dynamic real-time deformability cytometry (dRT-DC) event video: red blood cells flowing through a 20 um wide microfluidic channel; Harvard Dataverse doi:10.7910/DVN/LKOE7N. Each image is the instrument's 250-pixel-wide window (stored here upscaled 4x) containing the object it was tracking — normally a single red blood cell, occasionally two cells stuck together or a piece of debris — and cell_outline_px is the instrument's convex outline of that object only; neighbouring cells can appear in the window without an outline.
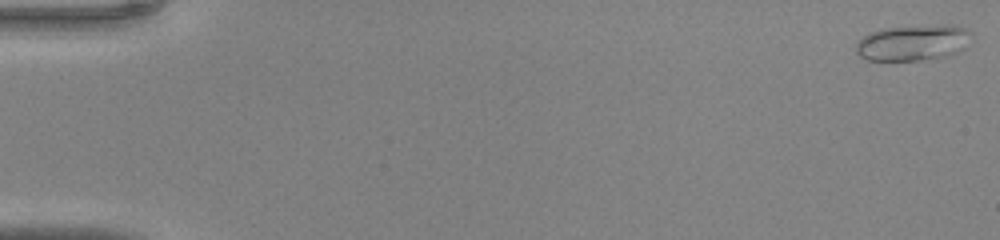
{"species": "common noctule bat (a hibernating species)", "species_latin": "Nyctalus noctula", "temperature_condition": "warm", "stored_images_in_passage": 46, "camera_frame_rate_fps": 3000, "um_per_image_px": 0.085, "animal": {"sex": "male", "body_mass_g": 20.0, "forearm_length_mm": 53.3}, "frame": {"image": 1, "passage_image": 1, "time_ms": 0.0, "image_size_px": [1000, 240], "cell_outline_px": [[972, 32], [964, 48], [956, 52], [944, 56], [920, 60], [868, 60], [860, 56], [856, 52], [856, 40], [868, 32], [884, 28], [944, 24], [952, 24], [964, 28]], "centroid_in_image_um": [77.56, 3.61], "position_along_channel_um": 7.4, "area_um2": 24.16}}
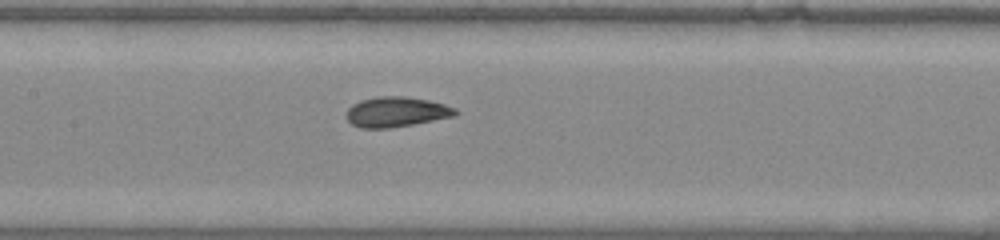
{"frame": {"image": 2, "passage_image": 23, "time_ms": 7.333, "image_size_px": [1000, 240], "cell_outline_px": [[460, 112], [456, 116], [412, 124], [388, 128], [360, 128], [352, 124], [344, 116], [348, 108], [352, 104], [360, 100], [376, 96], [404, 96], [428, 100], [444, 104], [456, 108]], "centroid_in_image_um": [33.67, 9.5], "position_along_channel_um": 173.7, "area_um2": 19.31}}
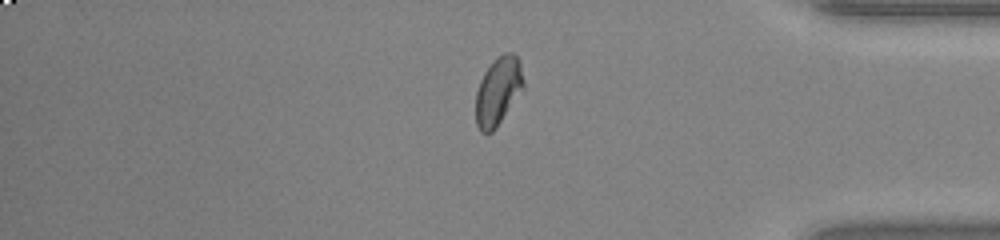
{"frame": {"image": 3, "passage_image": 39, "time_ms": 12.667, "image_size_px": [1000, 240], "cell_outline_px": [[524, 88], [496, 128], [492, 132], [480, 132], [476, 124], [476, 92], [480, 80], [484, 72], [492, 60], [504, 52], [512, 52], [520, 60], [524, 80]], "centroid_in_image_um": [42.35, 7.71], "position_along_channel_um": 392.9, "area_um2": 19.13}}